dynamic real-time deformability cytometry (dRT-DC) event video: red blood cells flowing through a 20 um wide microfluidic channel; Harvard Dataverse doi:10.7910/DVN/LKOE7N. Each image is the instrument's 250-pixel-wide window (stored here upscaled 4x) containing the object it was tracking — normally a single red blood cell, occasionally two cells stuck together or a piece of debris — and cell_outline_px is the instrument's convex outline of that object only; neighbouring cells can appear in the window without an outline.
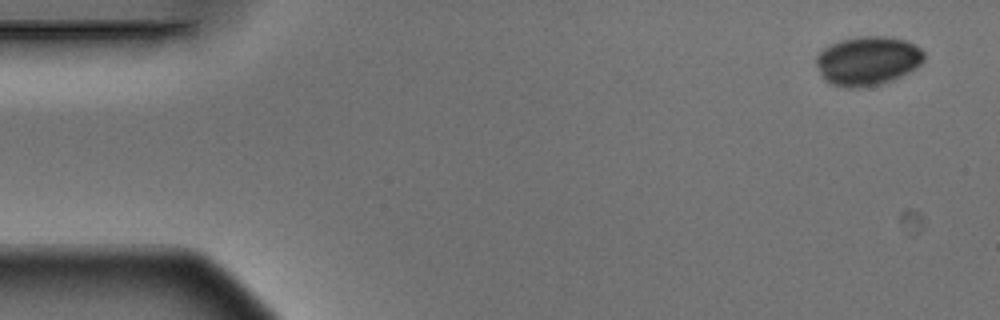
{"species": "Egyptian fruit bat (a non-hibernating species)", "species_latin": "Rousettus aegyptiacus", "temperature_condition": "warm", "stored_images_in_passage": 6, "camera_frame_rate_fps": 3000, "um_per_image_px": 0.085, "animal": {"sex": "male"}, "frame": {"image": 1, "passage_image": 1, "time_ms": 0.0, "image_size_px": [1000, 320], "cell_outline_px": [[924, 60], [916, 68], [892, 80], [880, 84], [860, 88], [844, 88], [832, 84], [824, 80], [816, 64], [816, 56], [824, 48], [840, 40], [864, 36], [884, 36], [908, 40], [920, 48], [924, 52]], "centroid_in_image_um": [73.76, 5.17], "position_along_channel_um": 11.2, "area_um2": 30.87}}
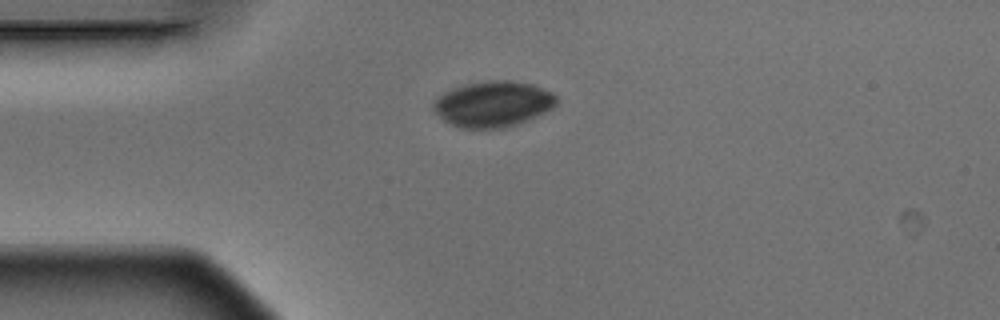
{"frame": {"image": 2, "passage_image": 4, "time_ms": 1.0, "image_size_px": [1000, 320], "cell_outline_px": [[556, 104], [552, 108], [516, 124], [504, 128], [460, 128], [444, 120], [432, 108], [432, 104], [436, 96], [452, 88], [464, 84], [488, 80], [512, 80], [532, 84], [552, 92], [556, 96]], "centroid_in_image_um": [41.87, 8.82], "position_along_channel_um": 43.1, "area_um2": 32.71}}
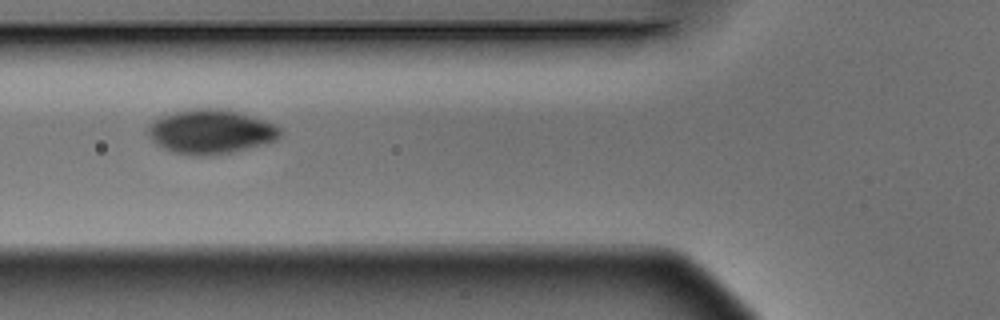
{"frame": {"image": 3, "passage_image": 6, "time_ms": 1.667, "image_size_px": [1000, 320], "cell_outline_px": [[284, 132], [276, 140], [264, 144], [232, 152], [212, 156], [196, 156], [172, 152], [164, 148], [152, 140], [148, 132], [148, 128], [152, 120], [160, 116], [172, 112], [192, 108], [228, 108], [276, 124]], "centroid_in_image_um": [17.94, 11.18], "position_along_channel_um": 107.9, "area_um2": 34.56}}